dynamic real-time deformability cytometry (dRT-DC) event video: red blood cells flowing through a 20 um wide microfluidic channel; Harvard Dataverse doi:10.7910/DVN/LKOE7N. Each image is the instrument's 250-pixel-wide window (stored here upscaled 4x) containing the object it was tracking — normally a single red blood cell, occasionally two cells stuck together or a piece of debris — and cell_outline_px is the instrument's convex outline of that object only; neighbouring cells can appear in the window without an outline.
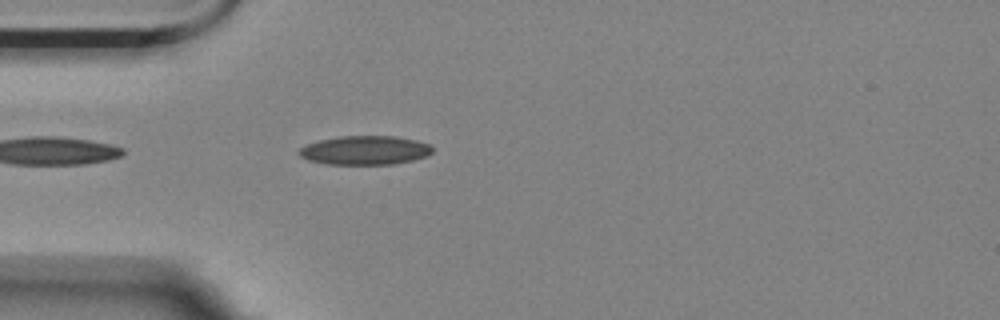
{"species": "Egyptian fruit bat (a non-hibernating species)", "species_latin": "Rousettus aegyptiacus", "temperature_condition": "room temperature", "stored_images_in_passage": 14, "camera_frame_rate_fps": 3000, "um_per_image_px": 0.085, "animal": {"sex": "female"}, "frame": {"image": 1, "passage_image": 3, "time_ms": 0.667, "image_size_px": [1000, 320], "cell_outline_px": [[432, 152], [428, 156], [412, 160], [392, 164], [328, 164], [308, 160], [300, 156], [296, 152], [300, 148], [308, 144], [320, 140], [340, 136], [396, 136], [416, 140], [428, 144], [432, 148]], "centroid_in_image_um": [31.02, 12.77], "position_along_channel_um": 54.0, "area_um2": 22.43}}
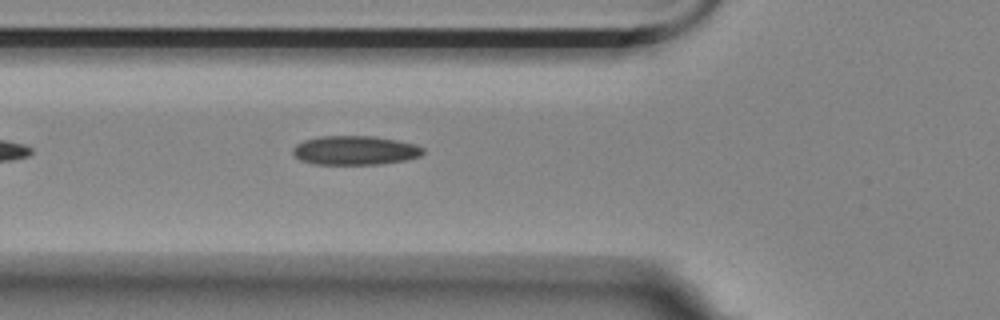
{"frame": {"image": 2, "passage_image": 7, "time_ms": 2.0, "image_size_px": [1000, 320], "cell_outline_px": [[424, 152], [420, 156], [404, 160], [380, 164], [312, 164], [300, 160], [292, 152], [292, 148], [296, 144], [304, 140], [320, 136], [372, 136], [396, 140], [416, 144], [424, 148]], "centroid_in_image_um": [30.16, 12.78], "position_along_channel_um": 95.6, "area_um2": 22.08}}
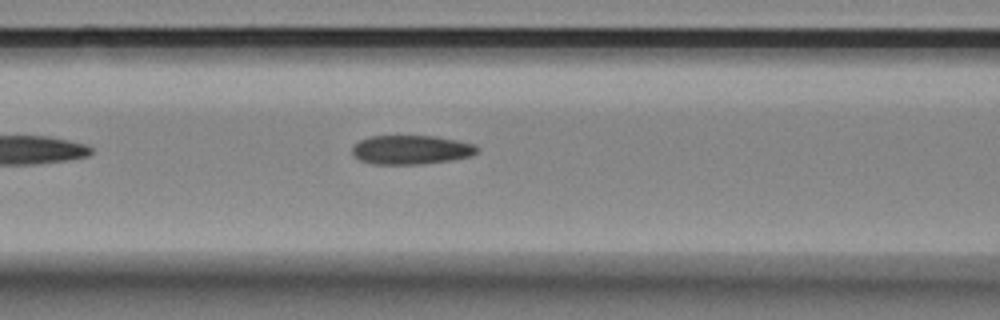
{"frame": {"image": 3, "passage_image": 10, "time_ms": 3.0, "image_size_px": [1000, 320], "cell_outline_px": [[480, 148], [472, 156], [452, 160], [424, 164], [372, 164], [360, 160], [352, 156], [352, 148], [360, 140], [372, 136], [436, 136], [476, 144]], "centroid_in_image_um": [34.97, 12.74], "position_along_channel_um": 131.6, "area_um2": 21.33}}